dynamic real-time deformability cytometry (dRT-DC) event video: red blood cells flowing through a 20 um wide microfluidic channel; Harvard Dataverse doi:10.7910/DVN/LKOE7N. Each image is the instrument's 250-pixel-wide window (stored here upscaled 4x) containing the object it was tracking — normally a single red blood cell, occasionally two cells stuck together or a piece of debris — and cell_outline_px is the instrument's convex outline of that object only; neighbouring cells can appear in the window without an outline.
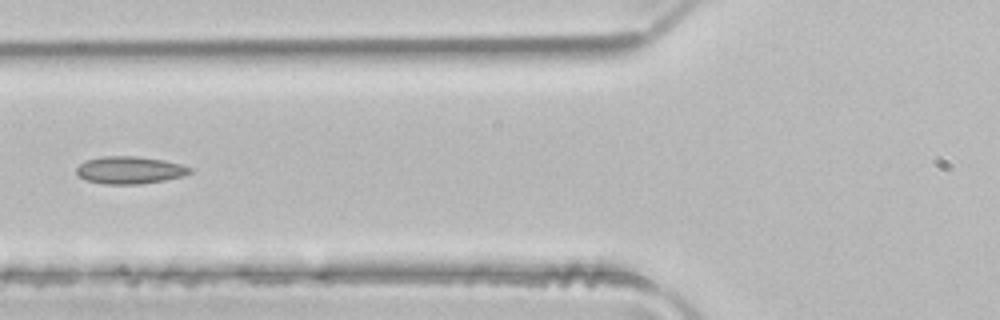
{"species": "common noctule bat (a hibernating species)", "species_latin": "Nyctalus noctula", "temperature_condition": "room temperature", "stored_images_in_passage": 6, "camera_frame_rate_fps": 3000, "um_per_image_px": 0.085, "animal": {"sex": "male", "body_mass_g": 21.5, "forearm_length_mm": 52.0}, "frame": {"image": 1, "passage_image": 6, "time_ms": 1.667, "image_size_px": [1000, 320], "cell_outline_px": [[192, 172], [180, 176], [164, 180], [140, 184], [104, 184], [88, 180], [80, 176], [76, 172], [76, 168], [80, 164], [88, 160], [104, 156], [136, 156], [164, 160], [180, 164], [192, 168]], "centroid_in_image_um": [11.04, 14.45], "position_along_channel_um": 114.8, "area_um2": 17.86}}